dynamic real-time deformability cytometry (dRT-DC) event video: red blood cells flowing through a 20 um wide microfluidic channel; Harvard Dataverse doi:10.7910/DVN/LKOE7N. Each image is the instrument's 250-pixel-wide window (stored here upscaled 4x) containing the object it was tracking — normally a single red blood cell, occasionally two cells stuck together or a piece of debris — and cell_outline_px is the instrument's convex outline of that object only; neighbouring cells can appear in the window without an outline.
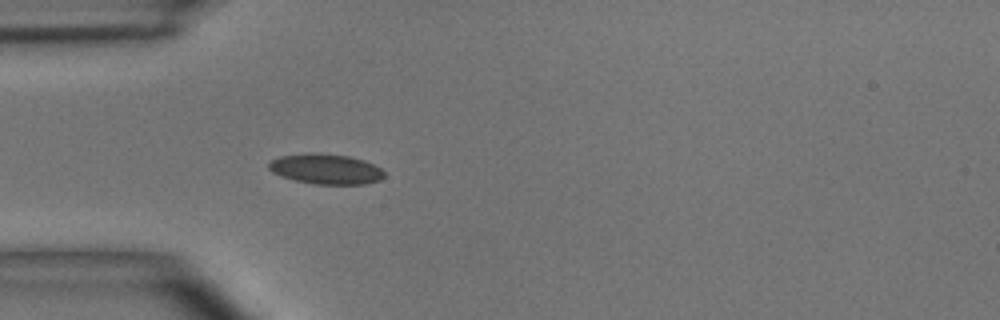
{"species": "common noctule bat (a hibernating species)", "species_latin": "Nyctalus noctula", "temperature_condition": "room temperature", "stored_images_in_passage": 36, "camera_frame_rate_fps": 3000, "um_per_image_px": 0.085, "animal": {"sex": "male", "body_mass_g": 15.6}, "frame": {"image": 1, "passage_image": 1, "time_ms": 0.0, "image_size_px": [1000, 320], "cell_outline_px": [[384, 176], [380, 180], [364, 184], [312, 184], [280, 176], [272, 172], [268, 168], [268, 160], [280, 156], [308, 152], [316, 152], [348, 156], [364, 160], [380, 168], [384, 172]], "centroid_in_image_um": [27.65, 14.35], "position_along_channel_um": 57.4, "area_um2": 20.52}}
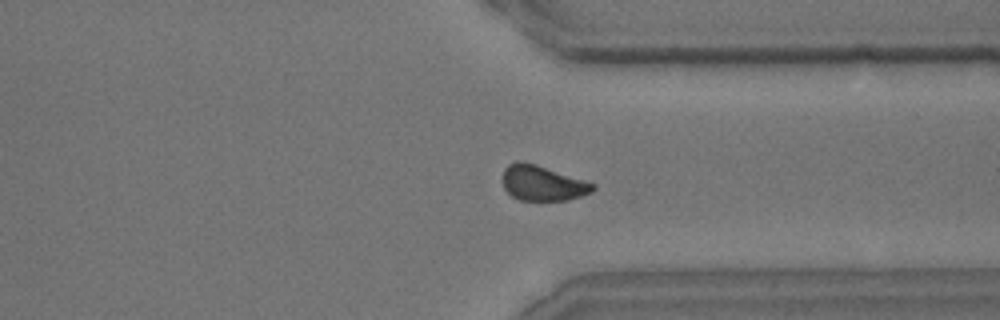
{"frame": {"image": 2, "passage_image": 24, "time_ms": 7.667, "image_size_px": [1000, 320], "cell_outline_px": [[596, 188], [592, 192], [568, 200], [520, 200], [512, 196], [504, 188], [504, 168], [508, 164], [516, 160], [520, 160], [536, 164], [596, 184]], "centroid_in_image_um": [46.12, 15.56], "position_along_channel_um": 365.3, "area_um2": 18.44}}
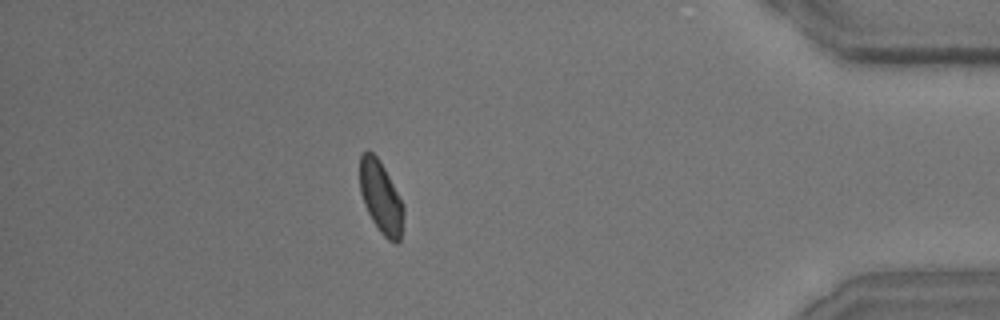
{"frame": {"image": 3, "passage_image": 30, "time_ms": 9.667, "image_size_px": [1000, 320], "cell_outline_px": [[404, 212], [400, 240], [396, 244], [388, 240], [380, 232], [372, 220], [364, 204], [360, 192], [360, 156], [368, 148], [380, 160], [404, 204]], "centroid_in_image_um": [32.38, 16.76], "position_along_channel_um": 402.8, "area_um2": 18.5}, "authors_computed_cell_mechanics": {"area_um2": 18.9295, "velocity_mm_per_s": 4.0597, "shape_relaxation_time_tau1_ms": 3.7507, "shape_relaxation_time_tau2_ms": 1.815, "deformation_change_tau1": 0.094, "deformation_change_tau2": 0.0569}}